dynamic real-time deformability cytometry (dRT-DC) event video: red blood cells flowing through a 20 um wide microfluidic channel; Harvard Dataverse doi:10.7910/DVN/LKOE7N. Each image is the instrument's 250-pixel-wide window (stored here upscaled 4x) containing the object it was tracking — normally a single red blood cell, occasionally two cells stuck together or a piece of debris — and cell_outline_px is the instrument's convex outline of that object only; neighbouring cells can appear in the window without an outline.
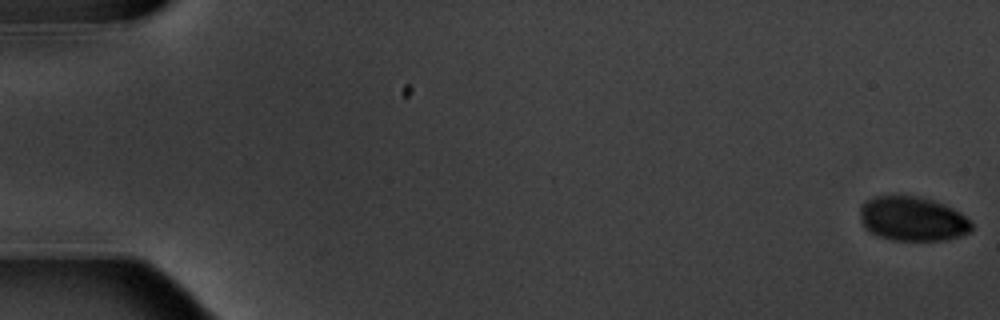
{"species": "common noctule bat (a hibernating species)", "species_latin": "Nyctalus noctula", "temperature_condition": "warm", "stored_images_in_passage": 16, "camera_frame_rate_fps": 3000, "um_per_image_px": 0.085, "animal": {"sex": "male", "body_mass_g": 20.1, "forearm_length_mm": 53.5}, "frame": {"image": 1, "passage_image": 1, "time_ms": 0.0, "image_size_px": [1000, 320], "cell_outline_px": [[972, 228], [968, 232], [960, 236], [944, 240], [892, 240], [876, 236], [864, 228], [860, 220], [860, 204], [864, 200], [876, 196], [920, 196], [944, 204], [960, 212], [972, 224]], "centroid_in_image_um": [77.51, 18.6], "position_along_channel_um": 7.5, "area_um2": 29.02}}
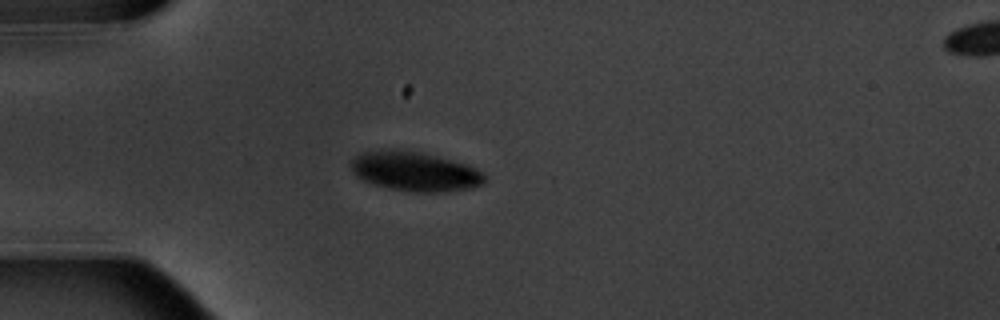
{"frame": {"image": 2, "passage_image": 5, "time_ms": 5.333, "image_size_px": [1000, 320], "cell_outline_px": [[488, 180], [484, 184], [472, 188], [444, 192], [412, 192], [388, 188], [372, 184], [356, 176], [352, 172], [348, 164], [348, 160], [360, 152], [392, 148], [420, 152], [468, 164], [476, 168], [488, 176]], "centroid_in_image_um": [35.25, 14.56], "position_along_channel_um": 49.8, "area_um2": 31.5}}
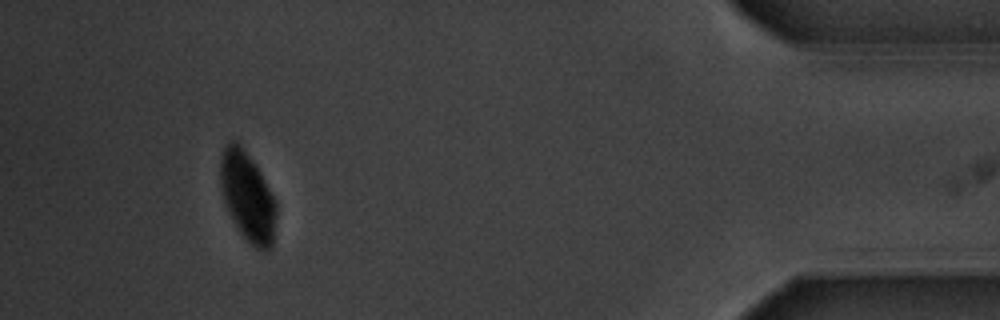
{"frame": {"image": 3, "passage_image": 15, "time_ms": 17.667, "image_size_px": [1000, 320], "cell_outline_px": [[276, 216], [272, 248], [268, 252], [264, 252], [256, 248], [240, 232], [232, 220], [224, 204], [220, 188], [220, 156], [224, 148], [232, 140], [236, 140], [244, 148], [260, 172], [276, 200]], "centroid_in_image_um": [21.03, 16.72], "position_along_channel_um": 414.2, "area_um2": 29.3}}